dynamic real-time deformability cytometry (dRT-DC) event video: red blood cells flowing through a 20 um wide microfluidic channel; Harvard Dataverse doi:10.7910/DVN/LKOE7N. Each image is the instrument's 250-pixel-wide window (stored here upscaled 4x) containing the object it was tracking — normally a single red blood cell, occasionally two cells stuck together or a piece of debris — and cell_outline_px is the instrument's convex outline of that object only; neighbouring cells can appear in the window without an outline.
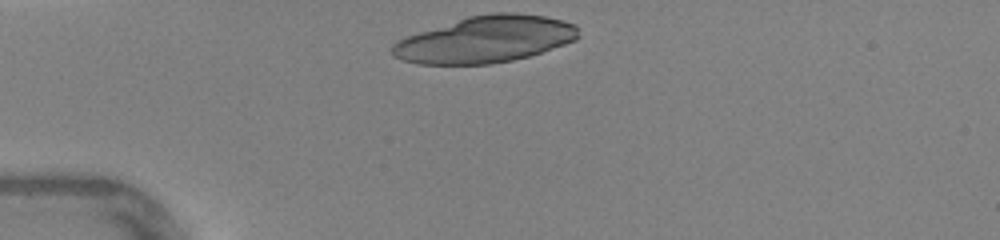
{"species": "human", "species_latin": "Homo sapiens", "temperature_condition": "warm", "stored_images_in_passage": 27, "camera_frame_rate_fps": 3000, "um_per_image_px": 0.085, "donor": {"sex": "female"}, "frame": {"image": 1, "passage_image": 1, "time_ms": 0.0, "image_size_px": [1000, 240], "cell_outline_px": [[580, 36], [576, 40], [528, 56], [512, 60], [492, 64], [420, 64], [404, 60], [392, 56], [392, 44], [396, 40], [468, 16], [492, 12], [516, 12], [544, 16], [576, 24]], "centroid_in_image_um": [41.27, 3.34], "position_along_channel_um": 43.7, "area_um2": 50.29}}